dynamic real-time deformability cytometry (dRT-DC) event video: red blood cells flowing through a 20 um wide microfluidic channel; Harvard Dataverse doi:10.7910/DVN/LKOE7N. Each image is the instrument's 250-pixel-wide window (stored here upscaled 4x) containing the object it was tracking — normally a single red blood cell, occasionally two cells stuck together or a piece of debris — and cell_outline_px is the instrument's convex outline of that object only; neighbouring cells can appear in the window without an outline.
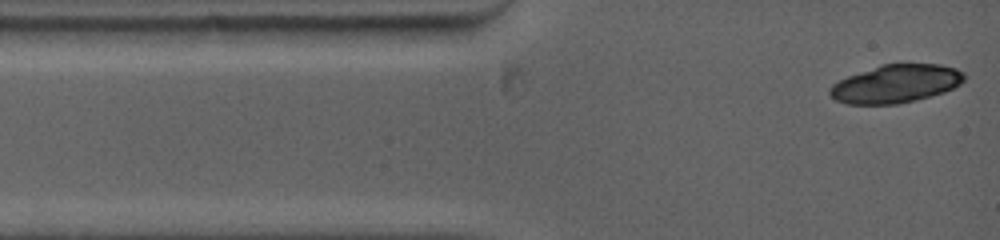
{"species": "common noctule bat (a hibernating species)", "species_latin": "Nyctalus noctula", "temperature_condition": "warm", "stored_images_in_passage": 7, "camera_frame_rate_fps": 5000, "um_per_image_px": 0.085, "animal": {"sex": "female", "body_mass_g": 19.0, "forearm_length_mm": 53.3}, "frame": {"image": 1, "passage_image": 1, "time_ms": 0.0, "image_size_px": [1000, 240], "cell_outline_px": [[964, 80], [960, 84], [944, 92], [896, 104], [848, 104], [836, 100], [828, 92], [828, 88], [832, 84], [848, 76], [880, 64], [940, 64], [956, 68], [964, 72]], "centroid_in_image_um": [76.13, 7.11], "position_along_channel_um": 8.9, "area_um2": 29.65}}